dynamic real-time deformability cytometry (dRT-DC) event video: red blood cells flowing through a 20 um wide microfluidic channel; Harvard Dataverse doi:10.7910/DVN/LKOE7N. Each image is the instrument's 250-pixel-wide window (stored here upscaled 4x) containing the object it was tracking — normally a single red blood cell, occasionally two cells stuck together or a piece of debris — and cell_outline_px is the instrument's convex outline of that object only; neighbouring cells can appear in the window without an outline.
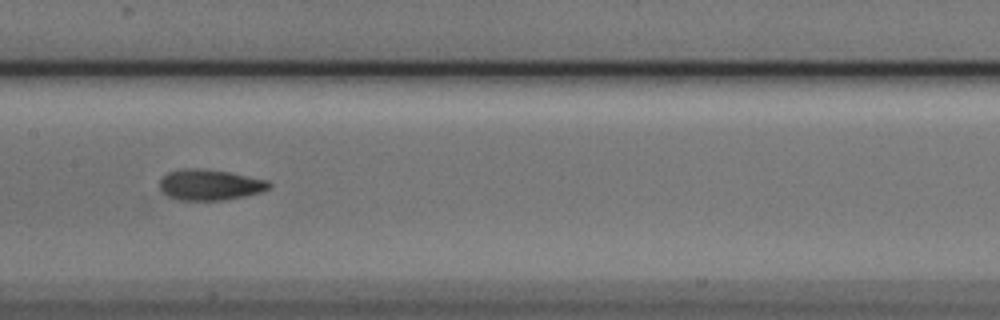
{"species": "Egyptian fruit bat (a non-hibernating species)", "species_latin": "Rousettus aegyptiacus", "temperature_condition": "cold", "stored_images_in_passage": 14, "camera_frame_rate_fps": 3000, "um_per_image_px": 0.085, "animal": {"sex": "male"}, "frame": {"image": 1, "passage_image": 7, "time_ms": 2.0, "image_size_px": [1000, 320], "cell_outline_px": [[272, 184], [268, 188], [260, 192], [244, 196], [224, 200], [180, 200], [168, 196], [160, 188], [160, 180], [168, 172], [180, 168], [196, 168], [228, 172], [268, 180]], "centroid_in_image_um": [17.83, 15.7], "position_along_channel_um": 189.6, "area_um2": 19.48}}
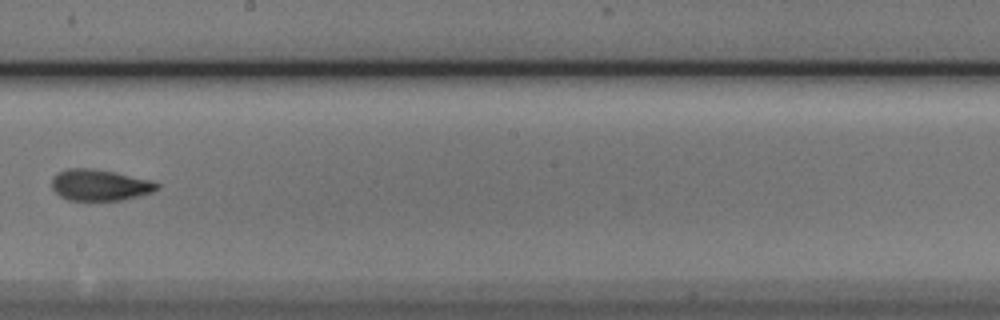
{"frame": {"image": 2, "passage_image": 8, "time_ms": 2.333, "image_size_px": [1000, 320], "cell_outline_px": [[160, 188], [152, 192], [140, 196], [120, 200], [68, 200], [60, 196], [52, 188], [52, 176], [56, 172], [68, 168], [92, 168], [152, 180], [160, 184]], "centroid_in_image_um": [8.48, 15.72], "position_along_channel_um": 239.7, "area_um2": 19.25}}
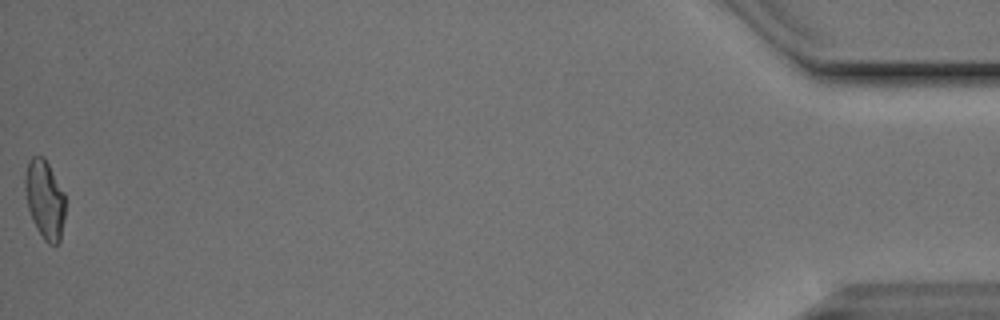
{"frame": {"image": 3, "passage_image": 14, "time_ms": 4.333, "image_size_px": [1000, 320], "cell_outline_px": [[64, 220], [60, 240], [56, 248], [48, 244], [44, 240], [36, 228], [32, 220], [28, 208], [24, 188], [24, 180], [28, 160], [32, 156], [44, 156], [64, 192]], "centroid_in_image_um": [3.8, 16.97], "position_along_channel_um": 431.4, "area_um2": 18.67}}